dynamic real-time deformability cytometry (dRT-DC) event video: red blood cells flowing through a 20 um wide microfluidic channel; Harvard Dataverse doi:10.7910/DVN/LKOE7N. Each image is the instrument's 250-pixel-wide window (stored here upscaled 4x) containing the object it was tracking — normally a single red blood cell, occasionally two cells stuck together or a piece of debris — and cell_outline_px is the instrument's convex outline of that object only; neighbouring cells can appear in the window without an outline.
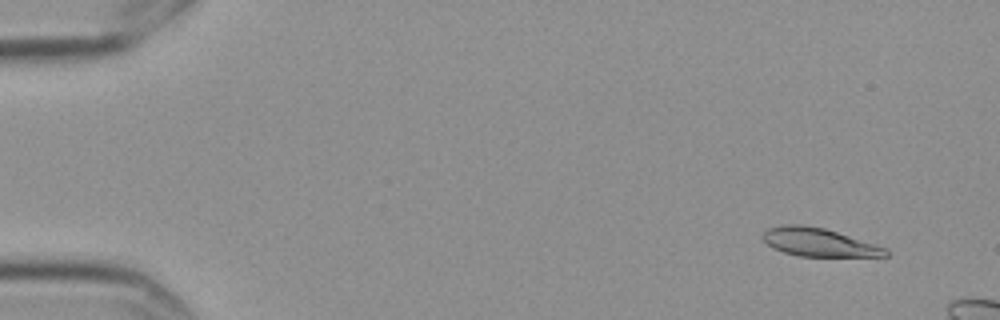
{"species": "Egyptian fruit bat (a non-hibernating species)", "species_latin": "Rousettus aegyptiacus", "temperature_condition": "cold", "stored_images_in_passage": 5, "camera_frame_rate_fps": 3000, "um_per_image_px": 0.085, "frame": {"image": 1, "passage_image": 2, "time_ms": 0.333, "image_size_px": [1000, 320], "cell_outline_px": [[888, 256], [800, 256], [784, 252], [772, 248], [760, 236], [764, 228], [780, 224], [804, 224], [824, 228], [888, 248]], "centroid_in_image_um": [69.52, 20.57], "position_along_channel_um": 15.5, "area_um2": 20.4}}